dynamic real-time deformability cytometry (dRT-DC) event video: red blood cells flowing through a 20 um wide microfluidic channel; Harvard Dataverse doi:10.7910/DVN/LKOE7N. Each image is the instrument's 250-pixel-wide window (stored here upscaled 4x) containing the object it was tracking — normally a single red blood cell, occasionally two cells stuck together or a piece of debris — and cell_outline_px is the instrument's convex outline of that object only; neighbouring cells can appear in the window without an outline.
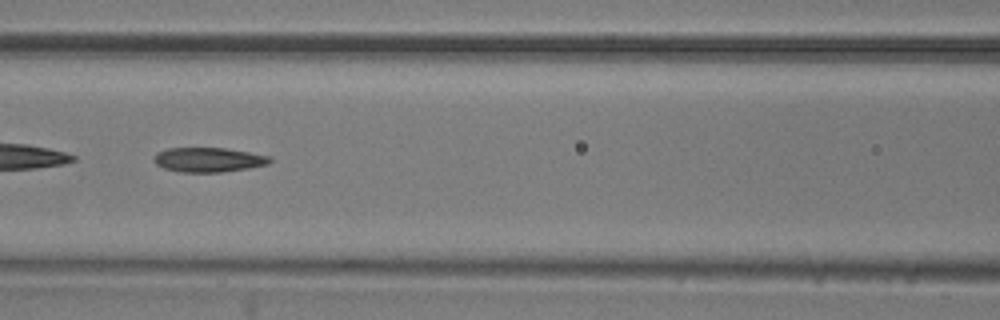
{"species": "common noctule bat (a hibernating species)", "species_latin": "Nyctalus noctula", "temperature_condition": "room temperature", "stored_images_in_passage": 43, "camera_frame_rate_fps": 3000, "um_per_image_px": 0.085, "animal": {"sex": "male", "body_mass_g": 20.5, "forearm_length_mm": 52.5}, "frame": {"image": 1, "passage_image": 14, "time_ms": 4.333, "image_size_px": [1000, 320], "cell_outline_px": [[272, 160], [268, 164], [248, 168], [220, 172], [180, 172], [164, 168], [156, 164], [152, 160], [156, 152], [168, 148], [224, 148], [248, 152], [268, 156]], "centroid_in_image_um": [17.67, 13.58], "position_along_channel_um": 148.9, "area_um2": 16.47}}
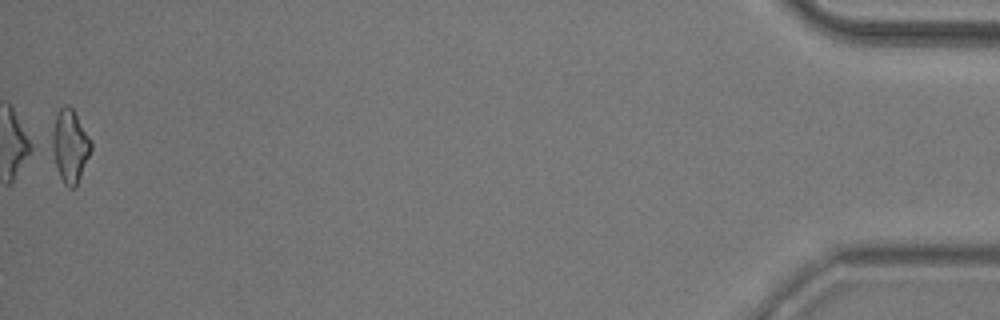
{"frame": {"image": 2, "passage_image": 43, "time_ms": 14.0, "image_size_px": [1000, 320], "cell_outline_px": [[92, 148], [76, 188], [68, 188], [64, 184], [60, 176], [48, 148], [56, 116], [60, 108], [64, 104], [68, 104], [72, 108], [92, 140]], "centroid_in_image_um": [5.92, 12.42], "position_along_channel_um": 429.3, "area_um2": 16.99}, "authors_computed_cell_mechanics": {"area_um2": 16.6464, "velocity_mm_per_s": 3.8816, "shape_relaxation_time_tau1_ms": null, "shape_relaxation_time_tau2_ms": 4.0217, "deformation_change_tau1": null, "deformation_change_tau2": 0.1391}}